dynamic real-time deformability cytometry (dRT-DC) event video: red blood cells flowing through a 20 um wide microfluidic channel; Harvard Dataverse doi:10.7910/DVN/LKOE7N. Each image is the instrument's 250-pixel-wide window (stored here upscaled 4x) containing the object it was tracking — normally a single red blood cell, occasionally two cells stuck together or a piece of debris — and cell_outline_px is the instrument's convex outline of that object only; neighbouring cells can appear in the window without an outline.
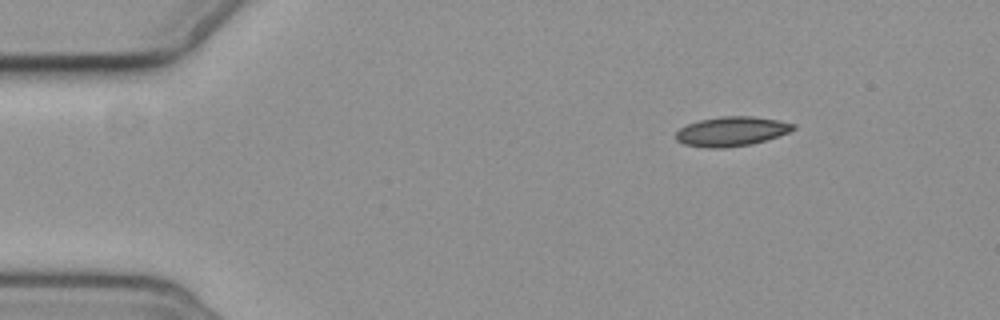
{"species": "common noctule bat (a hibernating species)", "species_latin": "Nyctalus noctula", "temperature_condition": "cold", "stored_images_in_passage": 5, "camera_frame_rate_fps": 3000, "um_per_image_px": 0.085, "animal": {"sex": "female", "body_mass_g": 19.3, "forearm_length_mm": 54.1}, "frame": {"image": 1, "passage_image": 1, "time_ms": 0.0, "image_size_px": [1000, 320], "cell_outline_px": [[796, 128], [788, 132], [752, 144], [724, 148], [708, 148], [684, 144], [676, 140], [676, 132], [680, 128], [688, 124], [700, 120], [720, 116], [752, 116], [780, 120], [796, 124]], "centroid_in_image_um": [62.18, 11.16], "position_along_channel_um": 22.8, "area_um2": 20.11}}
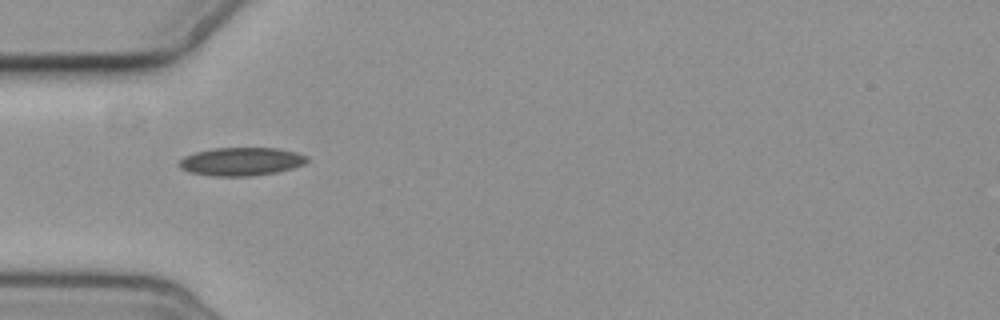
{"frame": {"image": 2, "passage_image": 4, "time_ms": 3.333, "image_size_px": [1000, 320], "cell_outline_px": [[308, 160], [304, 164], [292, 168], [276, 172], [252, 176], [212, 176], [188, 172], [180, 168], [176, 164], [184, 156], [196, 152], [212, 148], [276, 148], [296, 152], [308, 156]], "centroid_in_image_um": [20.47, 13.73], "position_along_channel_um": 64.5, "area_um2": 21.15}}
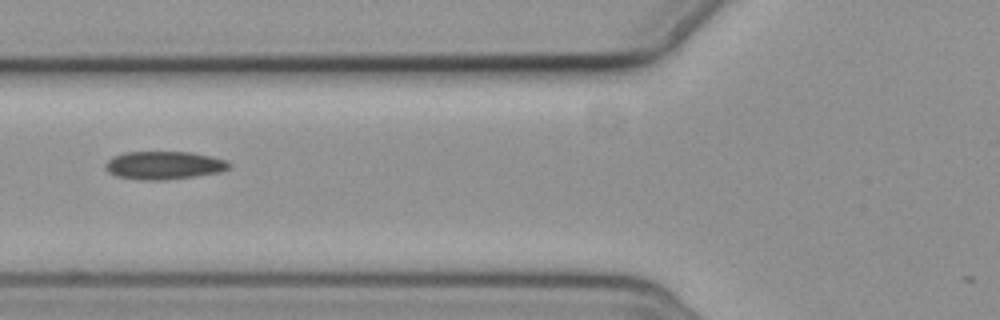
{"frame": {"image": 3, "passage_image": 5, "time_ms": 4.667, "image_size_px": [1000, 320], "cell_outline_px": [[232, 164], [228, 168], [220, 172], [164, 180], [140, 180], [116, 176], [108, 172], [104, 168], [104, 164], [112, 156], [124, 152], [192, 152], [212, 156], [228, 160]], "centroid_in_image_um": [13.92, 14.04], "position_along_channel_um": 111.9, "area_um2": 20.4}}